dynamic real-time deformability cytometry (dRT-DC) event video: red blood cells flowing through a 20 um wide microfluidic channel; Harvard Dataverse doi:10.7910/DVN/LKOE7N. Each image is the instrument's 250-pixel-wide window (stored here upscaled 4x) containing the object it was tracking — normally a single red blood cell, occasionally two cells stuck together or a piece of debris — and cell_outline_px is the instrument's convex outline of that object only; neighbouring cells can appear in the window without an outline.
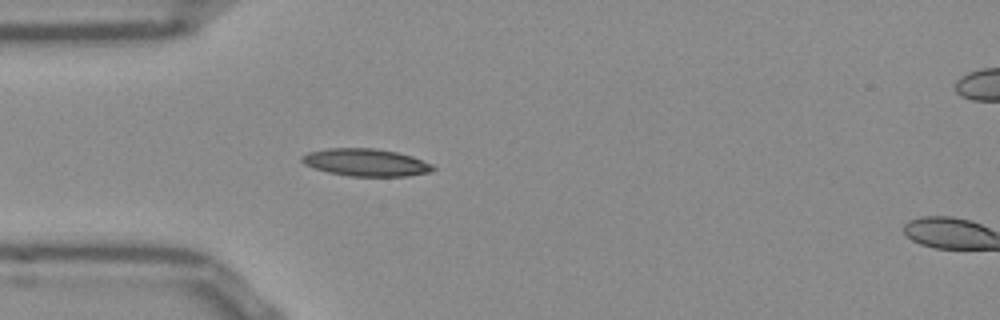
{"species": "Egyptian fruit bat (a non-hibernating species)", "species_latin": "Rousettus aegyptiacus", "temperature_condition": "room temperature", "stored_images_in_passage": 39, "camera_frame_rate_fps": 3000, "um_per_image_px": 0.085, "frame": {"image": 1, "passage_image": 1, "time_ms": 0.0, "image_size_px": [1000, 320], "cell_outline_px": [[436, 168], [428, 172], [408, 176], [348, 176], [328, 172], [304, 164], [300, 160], [300, 156], [308, 152], [328, 148], [376, 148], [396, 152], [412, 156], [432, 164]], "centroid_in_image_um": [31.08, 13.8], "position_along_channel_um": 53.9, "area_um2": 20.92}}
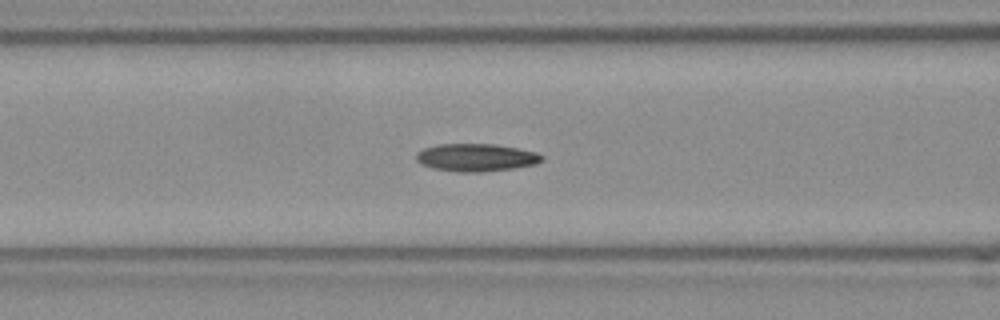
{"frame": {"image": 2, "passage_image": 7, "time_ms": 2.0, "image_size_px": [1000, 320], "cell_outline_px": [[544, 160], [536, 164], [512, 168], [480, 172], [460, 172], [432, 168], [416, 160], [416, 152], [424, 148], [440, 144], [492, 144], [516, 148], [536, 152], [544, 156]], "centroid_in_image_um": [40.48, 13.38], "position_along_channel_um": 126.1, "area_um2": 20.11}}
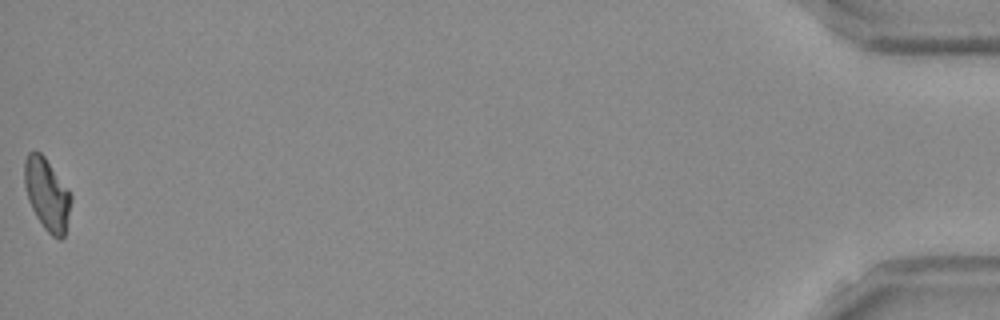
{"frame": {"image": 3, "passage_image": 39, "time_ms": 12.667, "image_size_px": [1000, 320], "cell_outline_px": [[72, 200], [64, 236], [60, 240], [52, 236], [44, 228], [36, 216], [28, 200], [24, 184], [24, 160], [28, 152], [40, 152], [44, 156], [68, 188], [72, 196]], "centroid_in_image_um": [3.99, 16.51], "position_along_channel_um": 431.2, "area_um2": 19.54}, "authors_computed_cell_mechanics": {"area_um2": 19.5364, "velocity_mm_per_s": 3.8423, "shape_relaxation_time_tau1_ms": 5.6403, "shape_relaxation_time_tau2_ms": 3.8129, "deformation_change_tau1": 0.1597, "deformation_change_tau2": 0.1056}}